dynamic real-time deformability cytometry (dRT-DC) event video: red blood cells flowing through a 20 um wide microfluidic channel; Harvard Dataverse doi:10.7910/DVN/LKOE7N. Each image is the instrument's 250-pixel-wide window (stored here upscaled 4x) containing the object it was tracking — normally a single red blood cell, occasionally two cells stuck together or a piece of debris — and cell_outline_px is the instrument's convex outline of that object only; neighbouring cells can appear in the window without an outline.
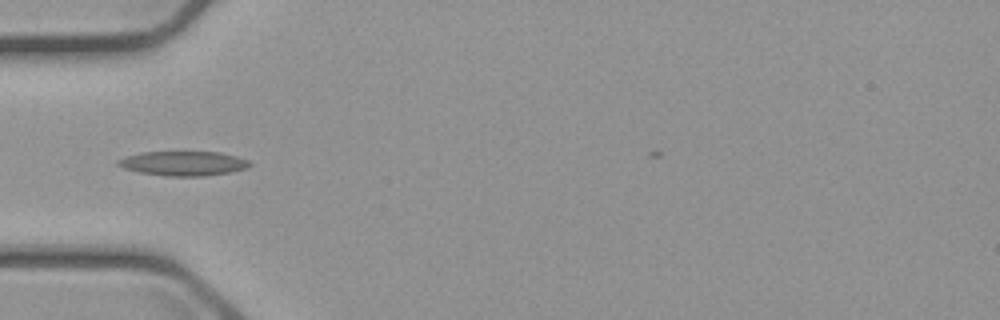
{"species": "common noctule bat (a hibernating species)", "species_latin": "Nyctalus noctula", "temperature_condition": "cold", "stored_images_in_passage": 4, "camera_frame_rate_fps": 3000, "um_per_image_px": 0.085, "animal": {"sex": "male", "body_mass_g": 23.1, "forearm_length_mm": 52.7}, "frame": {"image": 1, "passage_image": 2, "time_ms": 1.0, "image_size_px": [1000, 320], "cell_outline_px": [[252, 164], [248, 168], [228, 172], [204, 176], [168, 176], [140, 172], [124, 168], [116, 164], [116, 160], [140, 152], [220, 152], [236, 156], [248, 160]], "centroid_in_image_um": [15.59, 13.88], "position_along_channel_um": 69.4, "area_um2": 18.67}}
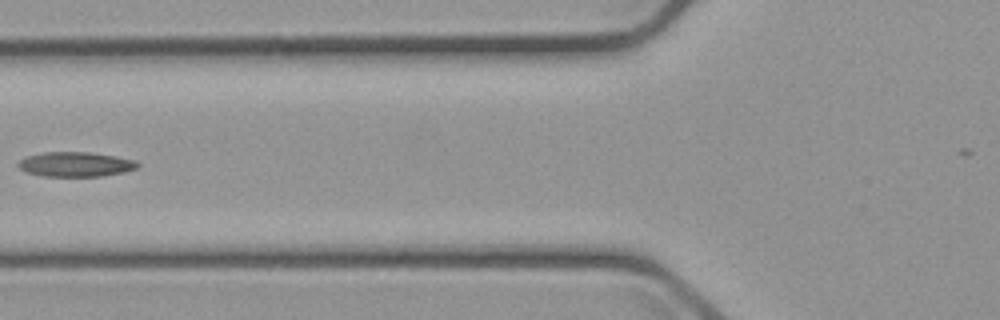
{"frame": {"image": 2, "passage_image": 3, "time_ms": 2.333, "image_size_px": [1000, 320], "cell_outline_px": [[140, 164], [136, 168], [124, 172], [100, 176], [44, 176], [28, 172], [20, 168], [16, 164], [20, 160], [28, 156], [44, 152], [88, 152], [116, 156], [136, 160]], "centroid_in_image_um": [6.45, 13.96], "position_along_channel_um": 119.4, "area_um2": 17.05}}
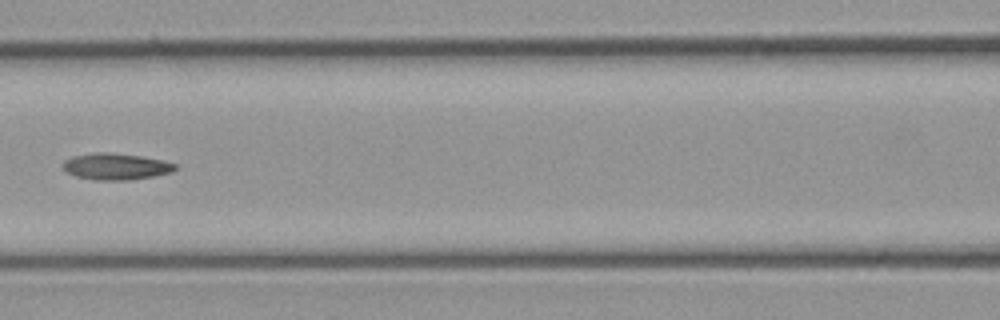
{"frame": {"image": 3, "passage_image": 4, "time_ms": 3.333, "image_size_px": [1000, 320], "cell_outline_px": [[176, 168], [172, 172], [152, 176], [128, 180], [96, 180], [76, 176], [68, 172], [64, 168], [64, 160], [72, 156], [96, 152], [104, 152], [140, 156], [160, 160], [176, 164]], "centroid_in_image_um": [9.83, 14.15], "position_along_channel_um": 156.8, "area_um2": 16.99}}